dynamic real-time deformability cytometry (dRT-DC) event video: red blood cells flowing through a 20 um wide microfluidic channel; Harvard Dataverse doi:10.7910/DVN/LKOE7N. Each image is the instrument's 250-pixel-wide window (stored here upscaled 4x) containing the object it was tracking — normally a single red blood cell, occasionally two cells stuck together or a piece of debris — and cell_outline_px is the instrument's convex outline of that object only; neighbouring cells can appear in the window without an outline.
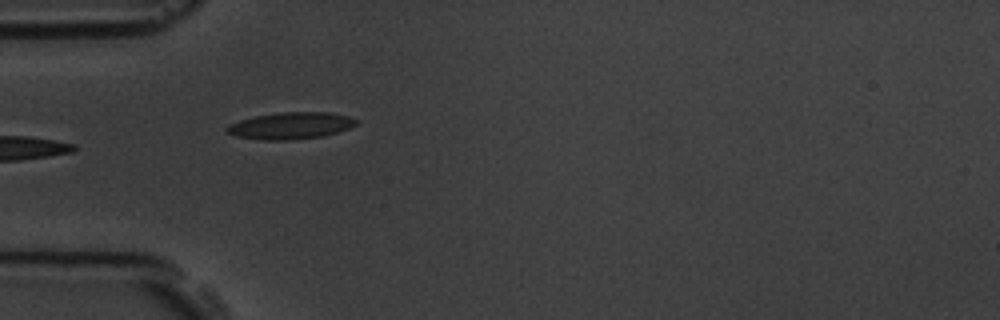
{"species": "common noctule bat (a hibernating species)", "species_latin": "Nyctalus noctula", "temperature_condition": "room temperature", "stored_images_in_passage": 8, "camera_frame_rate_fps": 3000, "um_per_image_px": 0.085, "animal": {"sex": "male", "body_mass_g": 19.5, "forearm_length_mm": 54.6}, "frame": {"image": 1, "passage_image": 7, "time_ms": 8.333, "image_size_px": [1000, 320], "cell_outline_px": [[356, 124], [348, 128], [324, 136], [288, 140], [260, 140], [236, 136], [224, 132], [224, 128], [228, 124], [240, 120], [256, 116], [280, 112], [328, 112], [348, 116], [356, 120]], "centroid_in_image_um": [24.63, 10.69], "position_along_channel_um": 60.4, "area_um2": 20.17}}
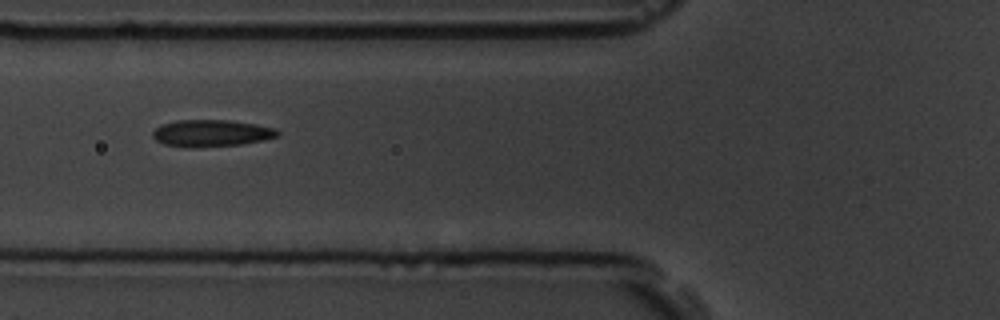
{"frame": {"image": 2, "passage_image": 8, "time_ms": 9.667, "image_size_px": [1000, 320], "cell_outline_px": [[280, 136], [264, 140], [240, 144], [196, 148], [184, 148], [164, 144], [156, 140], [152, 136], [152, 132], [160, 124], [176, 120], [228, 120], [256, 124], [276, 128], [280, 132]], "centroid_in_image_um": [17.96, 11.33], "position_along_channel_um": 107.8, "area_um2": 19.88}}